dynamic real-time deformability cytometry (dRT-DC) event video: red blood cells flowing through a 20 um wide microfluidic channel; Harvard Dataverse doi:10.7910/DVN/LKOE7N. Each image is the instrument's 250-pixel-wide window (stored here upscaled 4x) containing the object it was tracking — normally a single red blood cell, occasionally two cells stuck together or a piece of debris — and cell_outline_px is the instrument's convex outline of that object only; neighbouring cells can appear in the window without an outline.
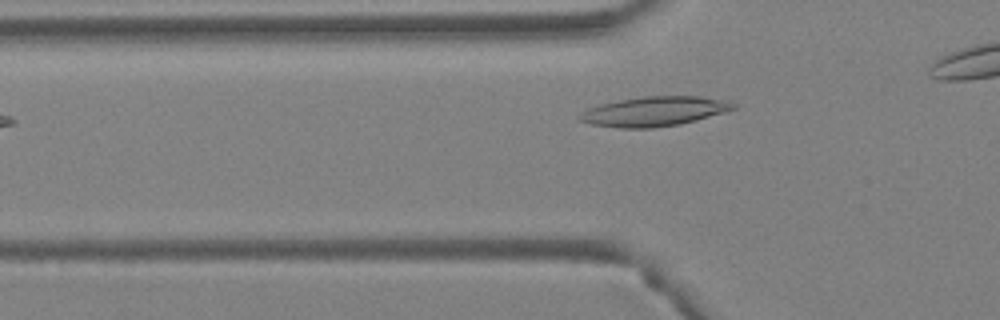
{"species": "Egyptian fruit bat (a non-hibernating species)", "species_latin": "Rousettus aegyptiacus", "temperature_condition": "warm", "stored_images_in_passage": 4, "camera_frame_rate_fps": 3000, "um_per_image_px": 0.085, "animal": {"sex": "female"}, "frame": {"image": 1, "passage_image": 3, "time_ms": 0.667, "image_size_px": [1000, 320], "cell_outline_px": [[736, 108], [724, 112], [696, 120], [680, 124], [652, 128], [620, 128], [592, 124], [576, 120], [576, 116], [580, 112], [588, 108], [600, 104], [620, 100], [644, 96], [700, 96], [728, 100], [736, 104]], "centroid_in_image_um": [55.58, 9.46], "position_along_channel_um": 70.2, "area_um2": 26.65}}